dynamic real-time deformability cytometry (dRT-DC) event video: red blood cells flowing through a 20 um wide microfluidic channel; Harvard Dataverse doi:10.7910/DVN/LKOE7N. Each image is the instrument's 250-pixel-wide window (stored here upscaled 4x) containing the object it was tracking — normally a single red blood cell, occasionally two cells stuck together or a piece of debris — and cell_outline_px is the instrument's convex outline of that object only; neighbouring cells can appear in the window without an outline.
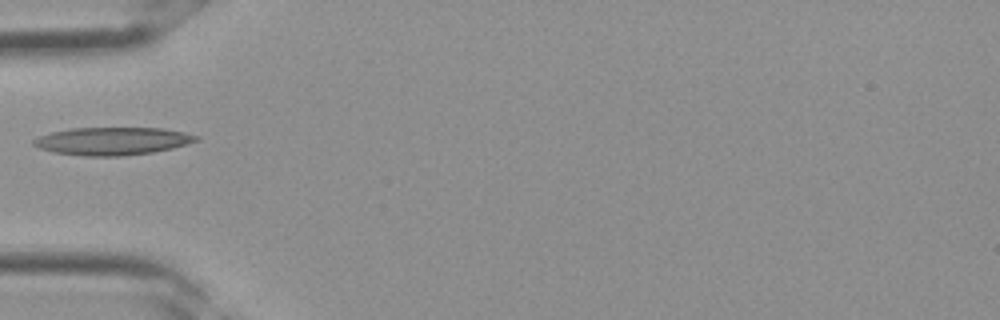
{"species": "Egyptian fruit bat (a non-hibernating species)", "species_latin": "Rousettus aegyptiacus", "temperature_condition": "room temperature", "stored_images_in_passage": 3, "camera_frame_rate_fps": 3000, "um_per_image_px": 0.085, "frame": {"image": 1, "passage_image": 3, "time_ms": 0.667, "image_size_px": [1000, 320], "cell_outline_px": [[200, 140], [172, 148], [152, 152], [124, 156], [84, 156], [52, 152], [40, 148], [32, 144], [32, 140], [40, 136], [52, 132], [72, 128], [164, 128], [184, 132], [200, 136]], "centroid_in_image_um": [9.57, 11.99], "position_along_channel_um": 75.4, "area_um2": 26.36}}